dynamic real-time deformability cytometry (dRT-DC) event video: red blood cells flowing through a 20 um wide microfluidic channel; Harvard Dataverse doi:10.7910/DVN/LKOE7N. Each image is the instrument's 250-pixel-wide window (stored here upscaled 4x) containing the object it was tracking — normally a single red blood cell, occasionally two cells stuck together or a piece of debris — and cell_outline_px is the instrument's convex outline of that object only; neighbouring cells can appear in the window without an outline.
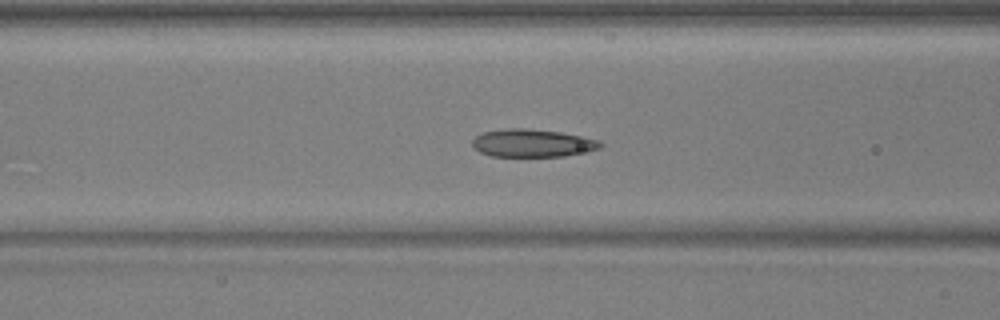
{"species": "common noctule bat (a hibernating species)", "species_latin": "Nyctalus noctula", "temperature_condition": "warm", "stored_images_in_passage": 37, "camera_frame_rate_fps": 3000, "um_per_image_px": 0.085, "animal": {"sex": "male", "body_mass_g": 17.9, "forearm_length_mm": 54.2}, "frame": {"image": 1, "passage_image": 7, "time_ms": 2.0, "image_size_px": [1000, 320], "cell_outline_px": [[604, 144], [600, 148], [588, 152], [564, 156], [492, 156], [480, 152], [472, 144], [472, 140], [476, 136], [484, 132], [508, 128], [524, 128], [560, 132], [600, 140]], "centroid_in_image_um": [45.3, 12.17], "position_along_channel_um": 121.3, "area_um2": 20.69}}
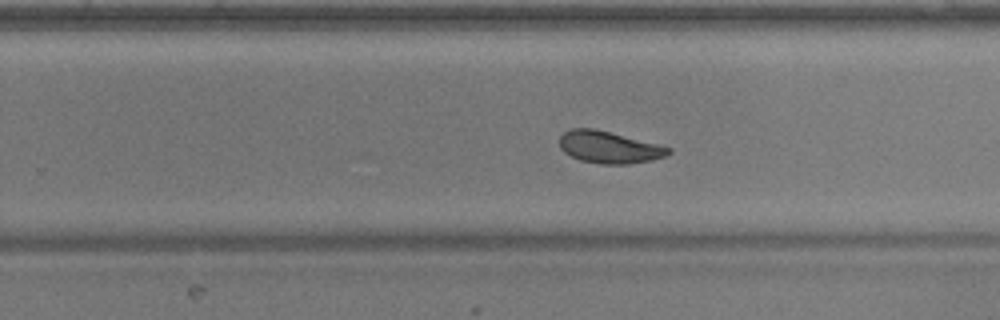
{"frame": {"image": 2, "passage_image": 19, "time_ms": 6.0, "image_size_px": [1000, 320], "cell_outline_px": [[672, 152], [664, 156], [652, 160], [628, 164], [600, 164], [580, 160], [564, 152], [560, 148], [560, 136], [564, 132], [572, 128], [592, 128], [672, 148]], "centroid_in_image_um": [51.75, 12.53], "position_along_channel_um": 278.1, "area_um2": 20.0}}
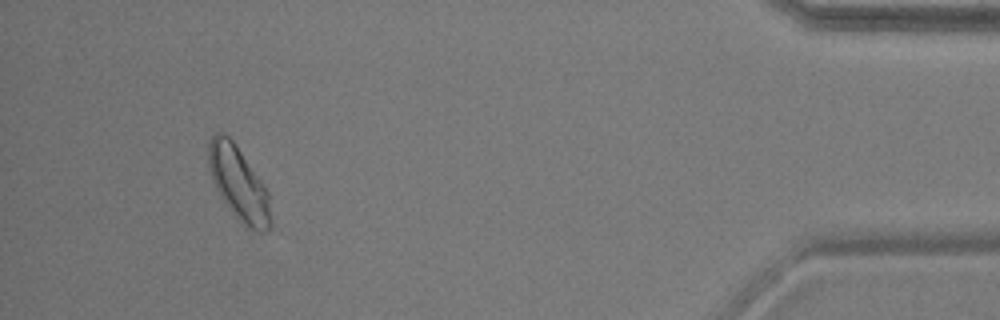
{"frame": {"image": 3, "passage_image": 34, "time_ms": 11.0, "image_size_px": [1000, 320], "cell_outline_px": [[272, 228], [264, 232], [260, 232], [248, 228], [224, 204], [212, 180], [208, 164], [208, 140], [216, 132], [224, 132], [232, 140], [264, 184], [268, 192], [272, 220]], "centroid_in_image_um": [20.29, 15.61], "position_along_channel_um": 414.9, "area_um2": 26.82}, "authors_computed_cell_mechanics": {"area_um2": 21.3282, "velocity_mm_per_s": 3.9203, "shape_relaxation_time_tau1_ms": 3.7739, "shape_relaxation_time_tau2_ms": 1.8439, "deformation_change_tau1": 0.1291, "deformation_change_tau2": 0.0679}}